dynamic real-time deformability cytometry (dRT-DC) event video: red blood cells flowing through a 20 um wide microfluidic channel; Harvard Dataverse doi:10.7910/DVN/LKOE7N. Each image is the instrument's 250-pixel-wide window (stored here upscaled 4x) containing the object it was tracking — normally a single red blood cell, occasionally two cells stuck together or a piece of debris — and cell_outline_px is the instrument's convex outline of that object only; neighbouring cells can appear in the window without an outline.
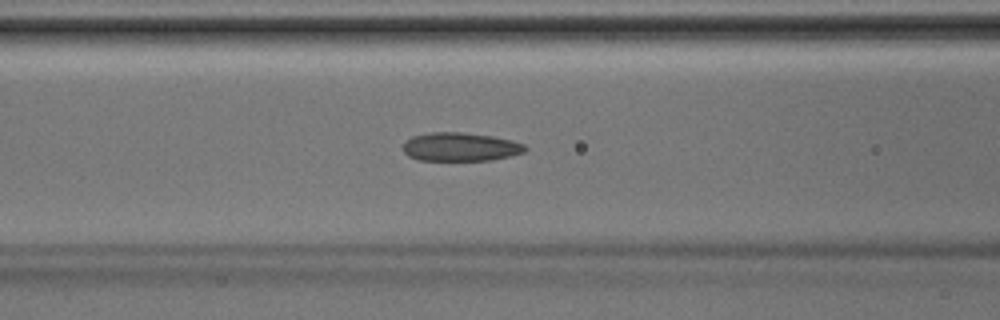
{"species": "Egyptian fruit bat (a non-hibernating species)", "species_latin": "Rousettus aegyptiacus", "temperature_condition": "room temperature", "stored_images_in_passage": 36, "camera_frame_rate_fps": 3000, "um_per_image_px": 0.085, "animal": {"sex": "male"}, "frame": {"image": 1, "passage_image": 16, "time_ms": 5.0, "image_size_px": [1000, 320], "cell_outline_px": [[528, 148], [524, 152], [492, 160], [420, 160], [408, 156], [404, 152], [404, 144], [412, 136], [432, 132], [460, 132], [492, 136], [512, 140], [524, 144]], "centroid_in_image_um": [39.15, 12.48], "position_along_channel_um": 127.5, "area_um2": 20.17}}